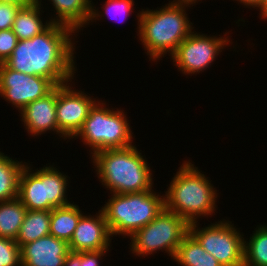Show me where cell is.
Here are the masks:
<instances>
[{
  "label": "cell",
  "instance_id": "cell-22",
  "mask_svg": "<svg viewBox=\"0 0 267 266\" xmlns=\"http://www.w3.org/2000/svg\"><path fill=\"white\" fill-rule=\"evenodd\" d=\"M26 212L18 198L0 202V237L16 240Z\"/></svg>",
  "mask_w": 267,
  "mask_h": 266
},
{
  "label": "cell",
  "instance_id": "cell-24",
  "mask_svg": "<svg viewBox=\"0 0 267 266\" xmlns=\"http://www.w3.org/2000/svg\"><path fill=\"white\" fill-rule=\"evenodd\" d=\"M134 3H135L134 0H106L104 6L102 7L104 10L103 13L102 11H98L95 5L92 4L89 23L94 22V20L96 21L97 19L98 20L101 19L102 17L105 16V14L106 17L108 16L110 19H115V18L122 19L124 17L123 19L124 21L132 13V10H134L133 9ZM123 21L120 20L119 22Z\"/></svg>",
  "mask_w": 267,
  "mask_h": 266
},
{
  "label": "cell",
  "instance_id": "cell-17",
  "mask_svg": "<svg viewBox=\"0 0 267 266\" xmlns=\"http://www.w3.org/2000/svg\"><path fill=\"white\" fill-rule=\"evenodd\" d=\"M41 2L42 0H35L32 4L19 9L12 27L18 40L31 39L41 34L52 24L49 20L43 23V19H41L40 15L43 11L41 10Z\"/></svg>",
  "mask_w": 267,
  "mask_h": 266
},
{
  "label": "cell",
  "instance_id": "cell-30",
  "mask_svg": "<svg viewBox=\"0 0 267 266\" xmlns=\"http://www.w3.org/2000/svg\"><path fill=\"white\" fill-rule=\"evenodd\" d=\"M238 1L240 4L242 3L244 6L246 7H252L258 9V7L260 6L261 0H236Z\"/></svg>",
  "mask_w": 267,
  "mask_h": 266
},
{
  "label": "cell",
  "instance_id": "cell-20",
  "mask_svg": "<svg viewBox=\"0 0 267 266\" xmlns=\"http://www.w3.org/2000/svg\"><path fill=\"white\" fill-rule=\"evenodd\" d=\"M50 216L51 211L48 210H27L15 240L17 244L21 247L24 244L49 235Z\"/></svg>",
  "mask_w": 267,
  "mask_h": 266
},
{
  "label": "cell",
  "instance_id": "cell-11",
  "mask_svg": "<svg viewBox=\"0 0 267 266\" xmlns=\"http://www.w3.org/2000/svg\"><path fill=\"white\" fill-rule=\"evenodd\" d=\"M71 85V86H70ZM70 83L56 85V120L58 135L63 139H73L82 128L90 109L97 102L84 91L72 89ZM76 90V91H75Z\"/></svg>",
  "mask_w": 267,
  "mask_h": 266
},
{
  "label": "cell",
  "instance_id": "cell-15",
  "mask_svg": "<svg viewBox=\"0 0 267 266\" xmlns=\"http://www.w3.org/2000/svg\"><path fill=\"white\" fill-rule=\"evenodd\" d=\"M19 113L28 134L38 136L49 130L58 135L56 86L44 97L29 103Z\"/></svg>",
  "mask_w": 267,
  "mask_h": 266
},
{
  "label": "cell",
  "instance_id": "cell-28",
  "mask_svg": "<svg viewBox=\"0 0 267 266\" xmlns=\"http://www.w3.org/2000/svg\"><path fill=\"white\" fill-rule=\"evenodd\" d=\"M20 8L14 4L0 2V30L12 29Z\"/></svg>",
  "mask_w": 267,
  "mask_h": 266
},
{
  "label": "cell",
  "instance_id": "cell-23",
  "mask_svg": "<svg viewBox=\"0 0 267 266\" xmlns=\"http://www.w3.org/2000/svg\"><path fill=\"white\" fill-rule=\"evenodd\" d=\"M257 228L249 241L244 240L243 266H267V225Z\"/></svg>",
  "mask_w": 267,
  "mask_h": 266
},
{
  "label": "cell",
  "instance_id": "cell-8",
  "mask_svg": "<svg viewBox=\"0 0 267 266\" xmlns=\"http://www.w3.org/2000/svg\"><path fill=\"white\" fill-rule=\"evenodd\" d=\"M189 225L185 219L164 207L155 219L130 236V251L138 257H146L161 250L173 259L189 233Z\"/></svg>",
  "mask_w": 267,
  "mask_h": 266
},
{
  "label": "cell",
  "instance_id": "cell-10",
  "mask_svg": "<svg viewBox=\"0 0 267 266\" xmlns=\"http://www.w3.org/2000/svg\"><path fill=\"white\" fill-rule=\"evenodd\" d=\"M226 34L225 32L224 37H215L192 31L178 45L177 50L171 56L173 62H175L174 66H177L184 75L203 72L211 66V63L215 61L222 49L232 43Z\"/></svg>",
  "mask_w": 267,
  "mask_h": 266
},
{
  "label": "cell",
  "instance_id": "cell-7",
  "mask_svg": "<svg viewBox=\"0 0 267 266\" xmlns=\"http://www.w3.org/2000/svg\"><path fill=\"white\" fill-rule=\"evenodd\" d=\"M26 163L19 177L18 199L27 210H48L64 207L71 202L67 200L68 175L56 167L44 166L35 169Z\"/></svg>",
  "mask_w": 267,
  "mask_h": 266
},
{
  "label": "cell",
  "instance_id": "cell-14",
  "mask_svg": "<svg viewBox=\"0 0 267 266\" xmlns=\"http://www.w3.org/2000/svg\"><path fill=\"white\" fill-rule=\"evenodd\" d=\"M97 214V215H96ZM93 215H82L69 243L71 253L110 249L112 235L101 209Z\"/></svg>",
  "mask_w": 267,
  "mask_h": 266
},
{
  "label": "cell",
  "instance_id": "cell-27",
  "mask_svg": "<svg viewBox=\"0 0 267 266\" xmlns=\"http://www.w3.org/2000/svg\"><path fill=\"white\" fill-rule=\"evenodd\" d=\"M17 41V36L12 29L0 30V63H3L11 56Z\"/></svg>",
  "mask_w": 267,
  "mask_h": 266
},
{
  "label": "cell",
  "instance_id": "cell-1",
  "mask_svg": "<svg viewBox=\"0 0 267 266\" xmlns=\"http://www.w3.org/2000/svg\"><path fill=\"white\" fill-rule=\"evenodd\" d=\"M73 33L69 27L52 23L41 34L18 40L3 63L14 71L48 78L55 86L71 83L76 73Z\"/></svg>",
  "mask_w": 267,
  "mask_h": 266
},
{
  "label": "cell",
  "instance_id": "cell-6",
  "mask_svg": "<svg viewBox=\"0 0 267 266\" xmlns=\"http://www.w3.org/2000/svg\"><path fill=\"white\" fill-rule=\"evenodd\" d=\"M103 102L97 100L82 128L73 137H80L83 144L91 148L89 152L92 155L102 150L123 149L133 145V133L124 110L108 109L107 103Z\"/></svg>",
  "mask_w": 267,
  "mask_h": 266
},
{
  "label": "cell",
  "instance_id": "cell-12",
  "mask_svg": "<svg viewBox=\"0 0 267 266\" xmlns=\"http://www.w3.org/2000/svg\"><path fill=\"white\" fill-rule=\"evenodd\" d=\"M54 87L48 78L14 71L0 63V96L19 112L29 103L44 97Z\"/></svg>",
  "mask_w": 267,
  "mask_h": 266
},
{
  "label": "cell",
  "instance_id": "cell-21",
  "mask_svg": "<svg viewBox=\"0 0 267 266\" xmlns=\"http://www.w3.org/2000/svg\"><path fill=\"white\" fill-rule=\"evenodd\" d=\"M25 165L0 152V202L18 198L19 177Z\"/></svg>",
  "mask_w": 267,
  "mask_h": 266
},
{
  "label": "cell",
  "instance_id": "cell-13",
  "mask_svg": "<svg viewBox=\"0 0 267 266\" xmlns=\"http://www.w3.org/2000/svg\"><path fill=\"white\" fill-rule=\"evenodd\" d=\"M22 266H69V243L53 235L41 237L20 247Z\"/></svg>",
  "mask_w": 267,
  "mask_h": 266
},
{
  "label": "cell",
  "instance_id": "cell-4",
  "mask_svg": "<svg viewBox=\"0 0 267 266\" xmlns=\"http://www.w3.org/2000/svg\"><path fill=\"white\" fill-rule=\"evenodd\" d=\"M194 166L190 160L184 161L164 194L165 208L189 224L213 215L217 210V190L208 177Z\"/></svg>",
  "mask_w": 267,
  "mask_h": 266
},
{
  "label": "cell",
  "instance_id": "cell-19",
  "mask_svg": "<svg viewBox=\"0 0 267 266\" xmlns=\"http://www.w3.org/2000/svg\"><path fill=\"white\" fill-rule=\"evenodd\" d=\"M173 260L181 266H222L190 233L180 243Z\"/></svg>",
  "mask_w": 267,
  "mask_h": 266
},
{
  "label": "cell",
  "instance_id": "cell-16",
  "mask_svg": "<svg viewBox=\"0 0 267 266\" xmlns=\"http://www.w3.org/2000/svg\"><path fill=\"white\" fill-rule=\"evenodd\" d=\"M56 15L51 16L54 24L71 28L76 34L82 27L89 25L92 0H49ZM53 2V3H52ZM92 2V3H91Z\"/></svg>",
  "mask_w": 267,
  "mask_h": 266
},
{
  "label": "cell",
  "instance_id": "cell-26",
  "mask_svg": "<svg viewBox=\"0 0 267 266\" xmlns=\"http://www.w3.org/2000/svg\"><path fill=\"white\" fill-rule=\"evenodd\" d=\"M109 249L99 251L77 252L71 253V264L73 266H100V260L106 256Z\"/></svg>",
  "mask_w": 267,
  "mask_h": 266
},
{
  "label": "cell",
  "instance_id": "cell-31",
  "mask_svg": "<svg viewBox=\"0 0 267 266\" xmlns=\"http://www.w3.org/2000/svg\"><path fill=\"white\" fill-rule=\"evenodd\" d=\"M258 8L260 9L261 14L259 15L262 17V19H267V0H261Z\"/></svg>",
  "mask_w": 267,
  "mask_h": 266
},
{
  "label": "cell",
  "instance_id": "cell-29",
  "mask_svg": "<svg viewBox=\"0 0 267 266\" xmlns=\"http://www.w3.org/2000/svg\"><path fill=\"white\" fill-rule=\"evenodd\" d=\"M35 0H0L3 3H10L20 7H25L32 4Z\"/></svg>",
  "mask_w": 267,
  "mask_h": 266
},
{
  "label": "cell",
  "instance_id": "cell-18",
  "mask_svg": "<svg viewBox=\"0 0 267 266\" xmlns=\"http://www.w3.org/2000/svg\"><path fill=\"white\" fill-rule=\"evenodd\" d=\"M81 211L80 207L74 204V202L64 207L52 209L50 216V235L69 242L83 215Z\"/></svg>",
  "mask_w": 267,
  "mask_h": 266
},
{
  "label": "cell",
  "instance_id": "cell-25",
  "mask_svg": "<svg viewBox=\"0 0 267 266\" xmlns=\"http://www.w3.org/2000/svg\"><path fill=\"white\" fill-rule=\"evenodd\" d=\"M0 266H22L20 246L15 240L0 237Z\"/></svg>",
  "mask_w": 267,
  "mask_h": 266
},
{
  "label": "cell",
  "instance_id": "cell-5",
  "mask_svg": "<svg viewBox=\"0 0 267 266\" xmlns=\"http://www.w3.org/2000/svg\"><path fill=\"white\" fill-rule=\"evenodd\" d=\"M101 207L112 237H130L146 226L165 207L164 195L156 191H143L129 194H111Z\"/></svg>",
  "mask_w": 267,
  "mask_h": 266
},
{
  "label": "cell",
  "instance_id": "cell-3",
  "mask_svg": "<svg viewBox=\"0 0 267 266\" xmlns=\"http://www.w3.org/2000/svg\"><path fill=\"white\" fill-rule=\"evenodd\" d=\"M135 146L102 150L91 155L99 181L110 190V194L152 190V170Z\"/></svg>",
  "mask_w": 267,
  "mask_h": 266
},
{
  "label": "cell",
  "instance_id": "cell-9",
  "mask_svg": "<svg viewBox=\"0 0 267 266\" xmlns=\"http://www.w3.org/2000/svg\"><path fill=\"white\" fill-rule=\"evenodd\" d=\"M197 223L189 225V233L206 252L222 266H243L245 238L231 221L223 219L201 229Z\"/></svg>",
  "mask_w": 267,
  "mask_h": 266
},
{
  "label": "cell",
  "instance_id": "cell-2",
  "mask_svg": "<svg viewBox=\"0 0 267 266\" xmlns=\"http://www.w3.org/2000/svg\"><path fill=\"white\" fill-rule=\"evenodd\" d=\"M193 4L196 5V2L173 0L158 10L142 9L137 13V36L149 59L157 62L167 52L171 57L178 45L191 34L194 27L186 14V8Z\"/></svg>",
  "mask_w": 267,
  "mask_h": 266
}]
</instances>
